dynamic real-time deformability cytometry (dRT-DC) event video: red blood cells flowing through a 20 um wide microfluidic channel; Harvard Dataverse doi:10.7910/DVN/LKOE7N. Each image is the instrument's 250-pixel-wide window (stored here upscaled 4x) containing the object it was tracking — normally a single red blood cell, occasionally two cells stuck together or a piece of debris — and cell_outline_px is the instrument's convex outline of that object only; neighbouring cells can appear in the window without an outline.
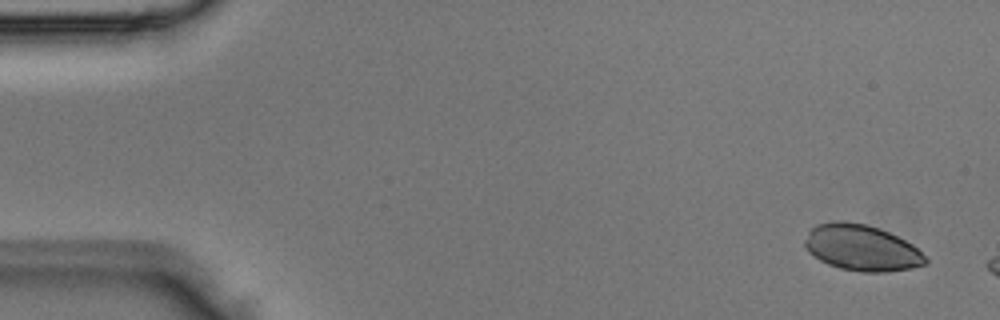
{"species": "Egyptian fruit bat (a non-hibernating species)", "species_latin": "Rousettus aegyptiacus", "temperature_condition": "room temperature", "stored_images_in_passage": 3, "camera_frame_rate_fps": 3000, "um_per_image_px": 0.085, "animal": {"sex": "male"}, "frame": {"image": 1, "passage_image": 1, "time_ms": 0.0, "image_size_px": [1000, 320], "cell_outline_px": [[928, 260], [924, 264], [912, 268], [884, 272], [860, 272], [840, 268], [828, 264], [820, 260], [808, 252], [804, 244], [804, 240], [808, 232], [816, 224], [832, 220], [844, 220], [868, 224], [880, 228], [912, 244]], "centroid_in_image_um": [73.19, 21.04], "position_along_channel_um": 11.8, "area_um2": 32.48}}